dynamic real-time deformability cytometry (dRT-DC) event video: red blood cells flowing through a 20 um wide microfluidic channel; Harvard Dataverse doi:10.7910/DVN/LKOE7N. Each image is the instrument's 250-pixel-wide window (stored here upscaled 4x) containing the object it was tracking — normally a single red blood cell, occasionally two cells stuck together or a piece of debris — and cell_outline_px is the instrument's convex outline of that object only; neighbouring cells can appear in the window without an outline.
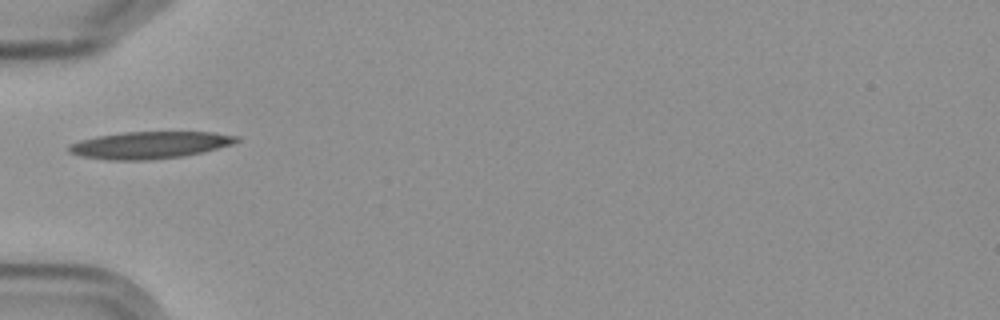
{"species": "Egyptian fruit bat (a non-hibernating species)", "species_latin": "Rousettus aegyptiacus", "temperature_condition": "cold", "stored_images_in_passage": 7, "camera_frame_rate_fps": 3000, "um_per_image_px": 0.085, "frame": {"image": 1, "passage_image": 4, "time_ms": 3.667, "image_size_px": [1000, 320], "cell_outline_px": [[240, 140], [232, 144], [204, 152], [184, 156], [148, 160], [112, 160], [84, 156], [68, 152], [68, 144], [80, 140], [96, 136], [124, 132], [212, 132], [240, 136]], "centroid_in_image_um": [12.75, 12.32], "position_along_channel_um": 72.2, "area_um2": 26.47}}
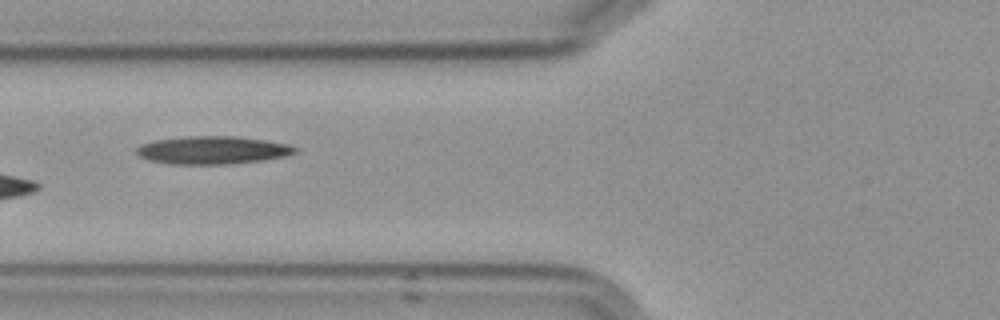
{"frame": {"image": 2, "passage_image": 5, "time_ms": 4.667, "image_size_px": [1000, 320], "cell_outline_px": [[296, 152], [284, 156], [260, 160], [232, 164], [172, 164], [148, 160], [140, 156], [136, 152], [136, 148], [140, 144], [156, 140], [184, 136], [236, 136], [264, 140], [288, 144], [296, 148]], "centroid_in_image_um": [18.02, 12.76], "position_along_channel_um": 107.8, "area_um2": 25.66}}
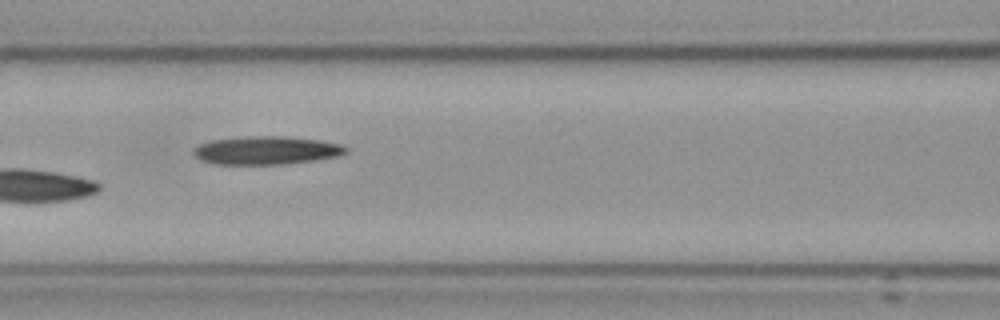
{"frame": {"image": 3, "passage_image": 6, "time_ms": 5.667, "image_size_px": [1000, 320], "cell_outline_px": [[348, 152], [336, 156], [316, 160], [288, 164], [216, 164], [200, 160], [192, 152], [192, 148], [200, 144], [212, 140], [248, 136], [288, 136], [320, 140], [340, 144], [348, 148]], "centroid_in_image_um": [22.64, 12.78], "position_along_channel_um": 144.0, "area_um2": 25.2}}